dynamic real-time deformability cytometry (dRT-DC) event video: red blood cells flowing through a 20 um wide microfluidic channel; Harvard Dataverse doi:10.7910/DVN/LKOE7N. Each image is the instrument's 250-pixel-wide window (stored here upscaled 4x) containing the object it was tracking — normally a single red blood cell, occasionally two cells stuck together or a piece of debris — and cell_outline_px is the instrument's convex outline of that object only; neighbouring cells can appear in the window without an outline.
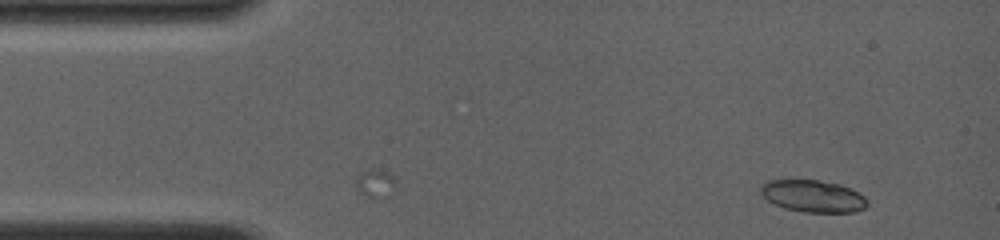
{"species": "common noctule bat (a hibernating species)", "species_latin": "Nyctalus noctula", "temperature_condition": "room temperature", "stored_images_in_passage": 42, "camera_frame_rate_fps": 4000, "um_per_image_px": 0.085, "animal": {"sex": "female", "body_mass_g": 19.0, "forearm_length_mm": 56.7}, "frame": {"image": 1, "passage_image": 1, "time_ms": 0.0, "image_size_px": [1000, 240], "cell_outline_px": [[868, 204], [864, 208], [852, 212], [804, 212], [784, 208], [768, 200], [760, 192], [760, 188], [768, 180], [820, 180], [840, 184], [864, 196], [868, 200]], "centroid_in_image_um": [69.11, 16.67], "position_along_channel_um": 15.9, "area_um2": 19.71}}
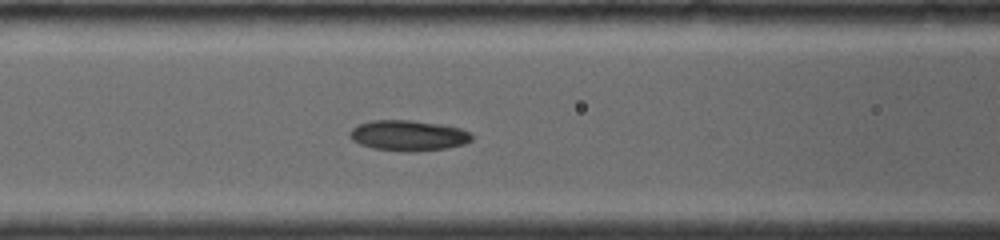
{"frame": {"image": 2, "passage_image": 25, "time_ms": 5.0, "image_size_px": [1000, 240], "cell_outline_px": [[472, 140], [464, 144], [444, 148], [400, 152], [372, 148], [360, 144], [352, 140], [348, 136], [348, 132], [356, 124], [372, 120], [412, 120], [440, 124], [460, 128], [468, 132], [472, 136]], "centroid_in_image_um": [34.63, 11.51], "position_along_channel_um": 132.0, "area_um2": 21.73}}
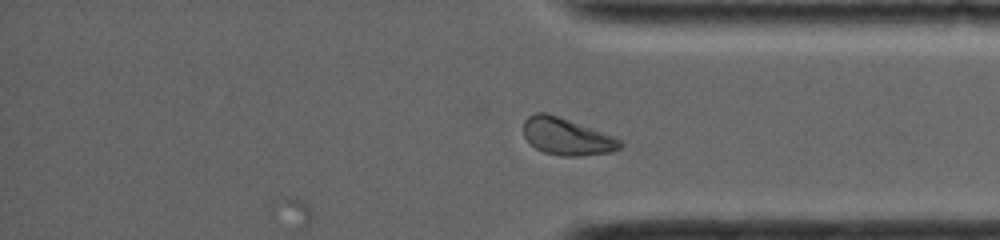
{"frame": {"image": 3, "passage_image": 42, "time_ms": 11.25, "image_size_px": [1000, 240], "cell_outline_px": [[624, 144], [620, 148], [612, 152], [580, 156], [564, 156], [544, 152], [536, 148], [524, 136], [524, 120], [528, 116], [536, 112], [548, 112], [616, 136]], "centroid_in_image_um": [48.21, 11.59], "position_along_channel_um": 387.0, "area_um2": 21.04}, "authors_computed_cell_mechanics": {"area_um2": 21.097, "velocity_mm_per_s": 4.0787, "shape_relaxation_time_tau1_ms": 3.9288, "shape_relaxation_time_tau2_ms": 4.2624, "deformation_change_tau1": 0.1177, "deformation_change_tau2": 0.0853}}